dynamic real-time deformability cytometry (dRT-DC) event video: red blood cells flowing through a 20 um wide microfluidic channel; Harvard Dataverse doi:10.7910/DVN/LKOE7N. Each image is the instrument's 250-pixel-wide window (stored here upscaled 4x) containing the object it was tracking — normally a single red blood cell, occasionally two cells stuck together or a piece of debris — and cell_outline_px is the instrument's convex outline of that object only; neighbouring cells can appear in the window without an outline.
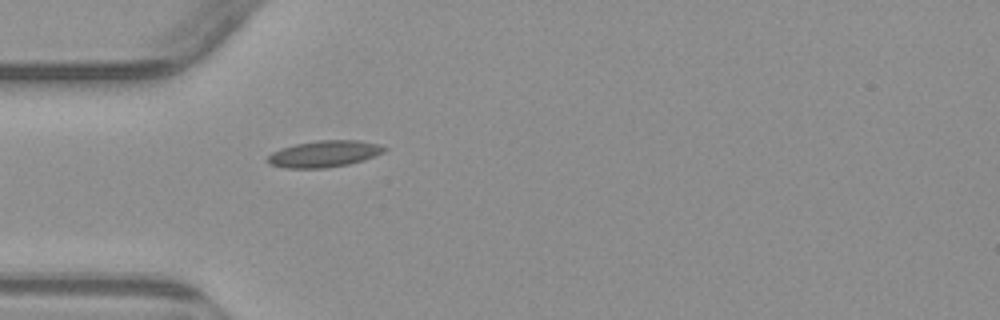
{"species": "common noctule bat (a hibernating species)", "species_latin": "Nyctalus noctula", "temperature_condition": "warm", "stored_images_in_passage": 1, "camera_frame_rate_fps": 3000, "um_per_image_px": 0.085, "animal": {"sex": "male", "body_mass_g": 23.1, "forearm_length_mm": 52.7}, "frame": {"image": 1, "passage_image": 1, "time_ms": 0.0, "image_size_px": [1000, 320], "cell_outline_px": [[388, 148], [384, 152], [364, 160], [348, 164], [324, 168], [288, 168], [268, 164], [264, 160], [272, 152], [280, 148], [296, 144], [316, 140], [360, 140], [380, 144]], "centroid_in_image_um": [27.55, 13.07], "position_along_channel_um": 57.5, "area_um2": 18.21}}